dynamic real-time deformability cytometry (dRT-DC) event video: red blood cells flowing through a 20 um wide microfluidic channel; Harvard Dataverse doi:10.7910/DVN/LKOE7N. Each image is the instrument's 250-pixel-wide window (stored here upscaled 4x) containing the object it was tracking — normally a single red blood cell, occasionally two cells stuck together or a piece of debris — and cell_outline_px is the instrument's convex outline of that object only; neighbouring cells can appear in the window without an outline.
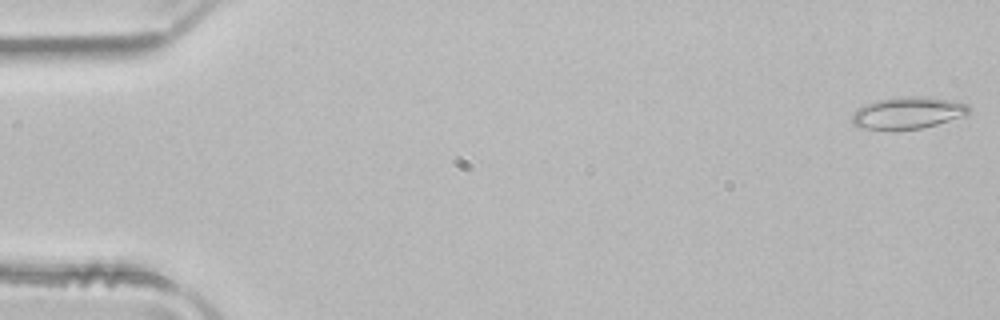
{"species": "common noctule bat (a hibernating species)", "species_latin": "Nyctalus noctula", "temperature_condition": "room temperature", "stored_images_in_passage": 50, "camera_frame_rate_fps": 3000, "um_per_image_px": 0.085, "animal": {"sex": "male", "body_mass_g": 21.5, "forearm_length_mm": 52.0}, "frame": {"image": 1, "passage_image": 1, "time_ms": 0.0, "image_size_px": [1000, 320], "cell_outline_px": [[968, 112], [964, 116], [936, 124], [920, 128], [860, 128], [852, 124], [852, 112], [864, 104], [876, 100], [908, 96], [928, 96], [952, 100], [968, 104]], "centroid_in_image_um": [77.15, 9.56], "position_along_channel_um": 7.8, "area_um2": 21.39}}
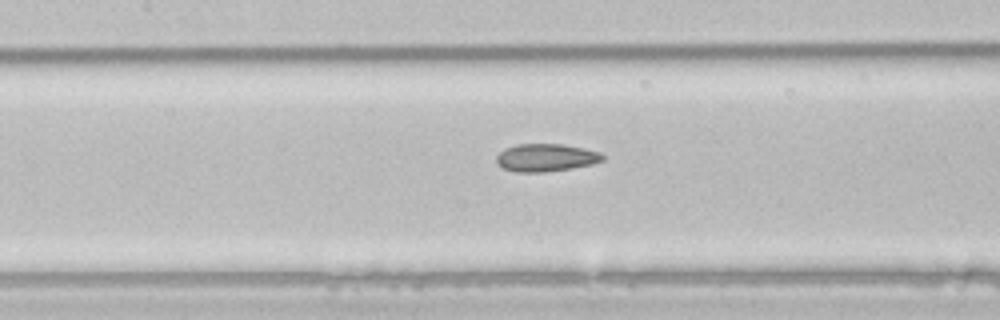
{"frame": {"image": 2, "passage_image": 23, "time_ms": 7.333, "image_size_px": [1000, 320], "cell_outline_px": [[604, 160], [592, 164], [572, 168], [544, 172], [516, 172], [504, 168], [496, 164], [496, 156], [504, 148], [516, 144], [560, 144], [584, 148], [600, 152], [604, 156]], "centroid_in_image_um": [46.38, 13.4], "position_along_channel_um": 161.0, "area_um2": 17.22}}
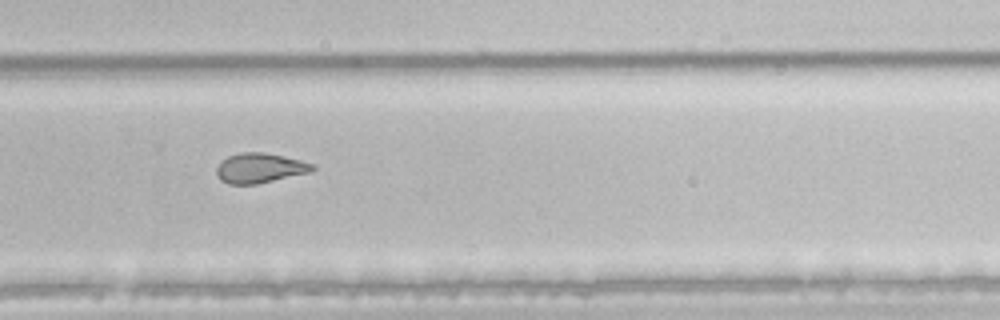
{"frame": {"image": 3, "passage_image": 34, "time_ms": 11.0, "image_size_px": [1000, 320], "cell_outline_px": [[316, 168], [308, 172], [256, 184], [228, 184], [220, 180], [216, 176], [216, 168], [228, 156], [240, 152], [264, 152], [300, 160], [316, 164]], "centroid_in_image_um": [22.06, 14.28], "position_along_channel_um": 307.7, "area_um2": 16.53}, "authors_computed_cell_mechanics": {"area_um2": 19.2185, "velocity_mm_per_s": 4.0243, "shape_relaxation_time_tau1_ms": null, "shape_relaxation_time_tau2_ms": 2.4114, "deformation_change_tau1": null, "deformation_change_tau2": 0.097}}